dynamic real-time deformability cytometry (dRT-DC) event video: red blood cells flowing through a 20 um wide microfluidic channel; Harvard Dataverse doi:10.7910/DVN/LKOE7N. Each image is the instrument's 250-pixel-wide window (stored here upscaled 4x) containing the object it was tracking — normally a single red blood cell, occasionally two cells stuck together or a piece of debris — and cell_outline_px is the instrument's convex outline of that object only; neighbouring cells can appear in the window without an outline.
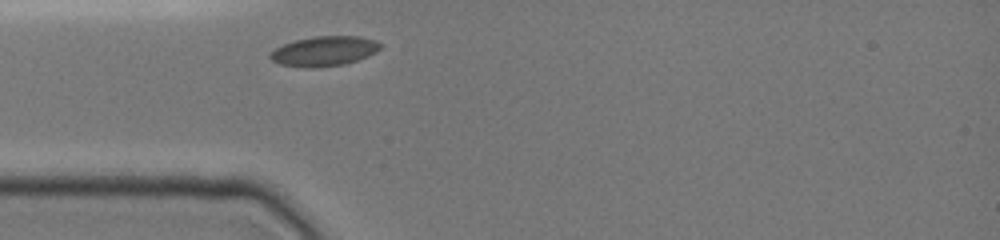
{"species": "common noctule bat (a hibernating species)", "species_latin": "Nyctalus noctula", "temperature_condition": "cold", "stored_images_in_passage": 1, "camera_frame_rate_fps": 3000, "um_per_image_px": 0.085, "animal": {"sex": "female", "body_mass_g": 19.0, "forearm_length_mm": 51.5}, "frame": {"image": 1, "passage_image": 1, "time_ms": 0.0, "image_size_px": [1000, 240], "cell_outline_px": [[384, 44], [376, 52], [368, 56], [344, 64], [320, 68], [304, 68], [280, 64], [272, 60], [268, 56], [268, 52], [284, 44], [296, 40], [316, 36], [360, 36], [376, 40]], "centroid_in_image_um": [27.56, 4.35], "position_along_channel_um": 57.4, "area_um2": 19.36}}